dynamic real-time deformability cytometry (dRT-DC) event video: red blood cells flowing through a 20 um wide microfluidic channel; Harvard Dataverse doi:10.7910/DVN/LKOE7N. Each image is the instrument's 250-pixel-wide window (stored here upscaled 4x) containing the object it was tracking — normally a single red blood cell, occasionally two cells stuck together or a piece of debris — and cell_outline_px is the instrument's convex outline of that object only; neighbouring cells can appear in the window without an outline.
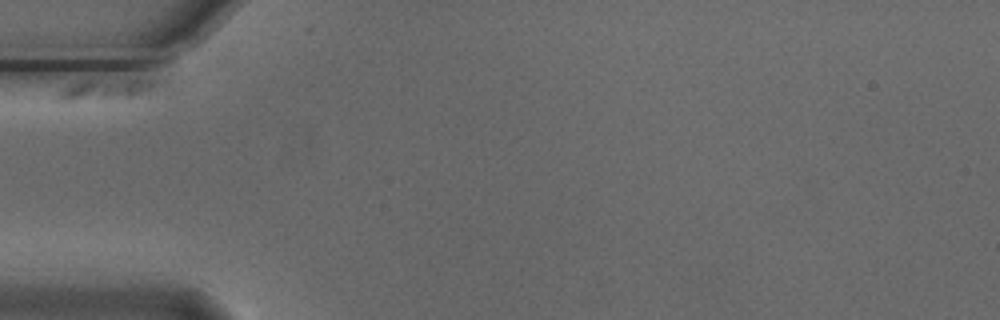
{"species": "Egyptian fruit bat (a non-hibernating species)", "species_latin": "Rousettus aegyptiacus", "temperature_condition": "cold", "stored_images_in_passage": 2, "camera_frame_rate_fps": 3000, "um_per_image_px": 0.085, "animal": {"sex": "male"}, "frame": {"image": 1, "passage_image": 1, "time_ms": 0.0, "image_size_px": [1000, 320], "cell_outline_px": [[152, 84], [148, 88], [140, 92], [128, 96], [68, 100], [60, 100], [56, 96], [56, 92], [72, 84], [84, 80], [148, 80]], "centroid_in_image_um": [8.69, 7.58], "position_along_channel_um": 76.3, "area_um2": 10.29}}